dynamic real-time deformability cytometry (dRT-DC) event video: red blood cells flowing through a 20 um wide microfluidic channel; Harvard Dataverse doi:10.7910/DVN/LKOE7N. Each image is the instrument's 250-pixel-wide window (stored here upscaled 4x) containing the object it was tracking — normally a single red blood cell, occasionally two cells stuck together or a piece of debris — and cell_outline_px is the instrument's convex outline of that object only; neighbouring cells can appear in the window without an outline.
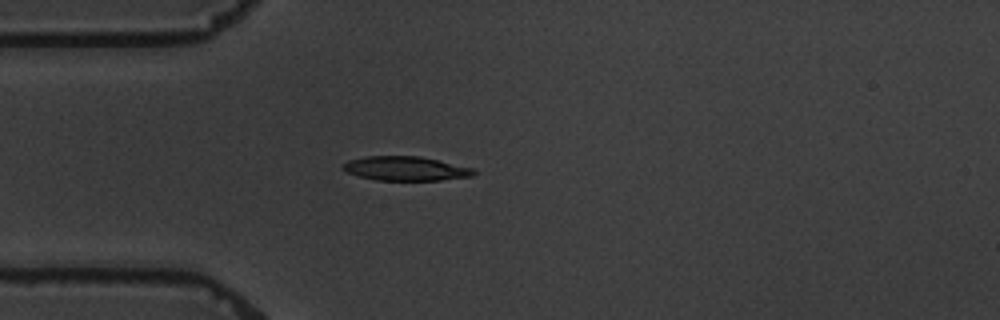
{"species": "common noctule bat (a hibernating species)", "species_latin": "Nyctalus noctula", "temperature_condition": "warm", "stored_images_in_passage": 4, "camera_frame_rate_fps": 3000, "um_per_image_px": 0.085, "animal": {"sex": "male", "body_mass_g": 19.5, "forearm_length_mm": 54.6}, "frame": {"image": 1, "passage_image": 3, "time_ms": 2.333, "image_size_px": [1000, 320], "cell_outline_px": [[476, 172], [472, 176], [440, 180], [376, 180], [360, 176], [348, 172], [340, 168], [348, 160], [364, 156], [420, 156], [472, 168]], "centroid_in_image_um": [34.45, 14.32], "position_along_channel_um": 50.6, "area_um2": 18.26}}